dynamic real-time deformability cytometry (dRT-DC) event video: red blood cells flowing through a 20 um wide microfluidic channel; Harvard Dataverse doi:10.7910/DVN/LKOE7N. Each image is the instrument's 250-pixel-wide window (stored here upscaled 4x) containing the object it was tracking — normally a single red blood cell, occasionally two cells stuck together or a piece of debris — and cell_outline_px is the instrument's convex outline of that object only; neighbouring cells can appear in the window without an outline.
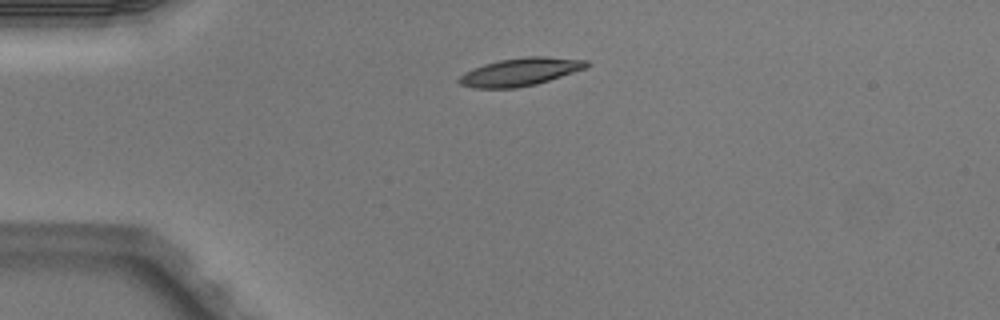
{"species": "Egyptian fruit bat (a non-hibernating species)", "species_latin": "Rousettus aegyptiacus", "temperature_condition": "warm", "stored_images_in_passage": 2, "segment_of_instrument_passage": [1, 2], "camera_frame_rate_fps": 3000, "um_per_image_px": 0.085, "animal": {"sex": "male"}, "frame": {"image": 1, "passage_image": 1, "time_ms": 0.0, "image_size_px": [1000, 320], "cell_outline_px": [[592, 64], [588, 68], [536, 84], [516, 88], [472, 88], [460, 84], [456, 80], [464, 72], [472, 68], [484, 64], [500, 60], [524, 56], [544, 56], [588, 60]], "centroid_in_image_um": [44.24, 6.1], "position_along_channel_um": 40.8, "area_um2": 20.98}}